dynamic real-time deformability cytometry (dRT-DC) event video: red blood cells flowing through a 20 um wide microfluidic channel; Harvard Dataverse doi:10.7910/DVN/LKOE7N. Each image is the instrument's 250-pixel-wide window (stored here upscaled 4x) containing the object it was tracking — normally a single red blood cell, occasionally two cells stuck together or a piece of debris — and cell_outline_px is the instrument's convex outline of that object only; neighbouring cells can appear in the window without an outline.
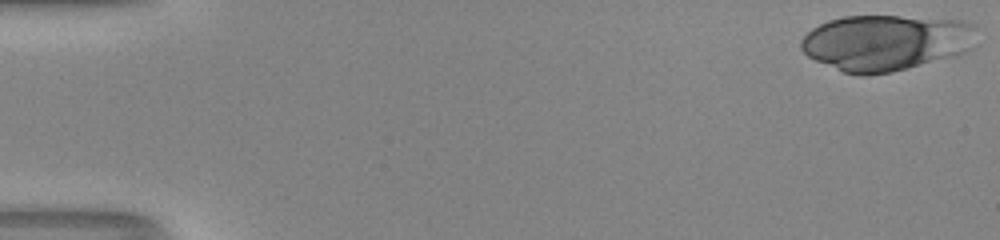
{"species": "human", "species_latin": "Homo sapiens", "temperature_condition": "room temperature", "stored_images_in_passage": 44, "camera_frame_rate_fps": 3000, "um_per_image_px": 0.085, "donor": {"sex": "male"}, "frame": {"image": 1, "passage_image": 1, "time_ms": 0.0, "image_size_px": [1000, 240], "cell_outline_px": [[976, 48], [956, 56], [892, 72], [868, 76], [860, 76], [844, 72], [816, 60], [808, 56], [800, 48], [800, 40], [812, 28], [828, 20], [844, 16], [900, 16], [964, 20], [976, 24]], "centroid_in_image_um": [75.38, 3.62], "position_along_channel_um": 9.6, "area_um2": 58.09}}